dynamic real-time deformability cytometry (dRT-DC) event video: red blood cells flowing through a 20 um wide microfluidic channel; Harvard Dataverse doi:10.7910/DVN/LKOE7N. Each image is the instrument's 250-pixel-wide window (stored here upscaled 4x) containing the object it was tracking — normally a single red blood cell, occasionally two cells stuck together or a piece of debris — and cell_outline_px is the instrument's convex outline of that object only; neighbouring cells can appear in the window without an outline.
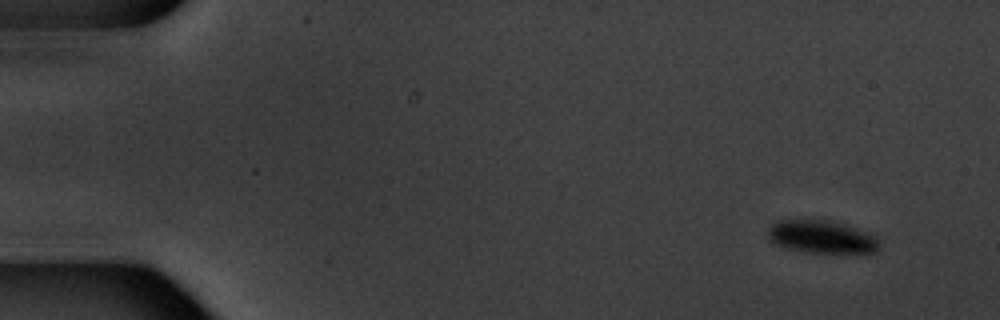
{"species": "common noctule bat (a hibernating species)", "species_latin": "Nyctalus noctula", "temperature_condition": "warm", "stored_images_in_passage": 4, "camera_frame_rate_fps": 3000, "um_per_image_px": 0.085, "animal": {"sex": "male", "body_mass_g": 20.1, "forearm_length_mm": 53.5}, "frame": {"image": 1, "passage_image": 1, "time_ms": 0.0, "image_size_px": [1000, 320], "cell_outline_px": [[880, 248], [876, 252], [812, 252], [788, 248], [776, 244], [768, 236], [768, 228], [776, 220], [832, 220], [868, 232], [876, 236], [880, 240]], "centroid_in_image_um": [69.88, 20.11], "position_along_channel_um": 15.1, "area_um2": 21.15}}
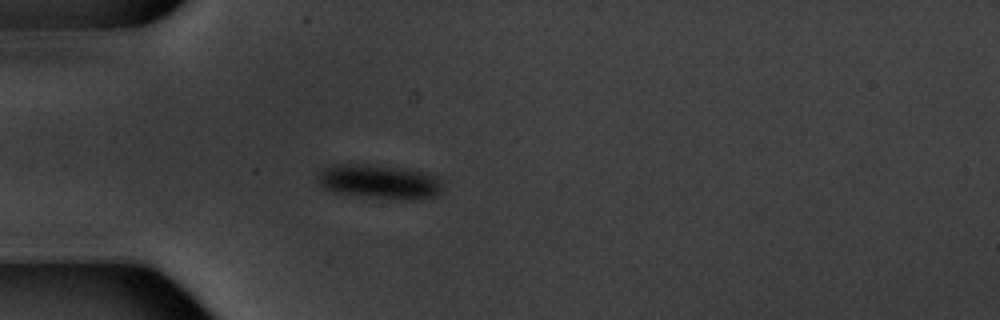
{"frame": {"image": 2, "passage_image": 4, "time_ms": 4.333, "image_size_px": [1000, 320], "cell_outline_px": [[440, 192], [432, 196], [420, 200], [408, 200], [336, 192], [320, 184], [316, 176], [324, 168], [332, 164], [368, 164], [404, 168], [428, 172], [436, 176], [440, 180]], "centroid_in_image_um": [32.28, 15.41], "position_along_channel_um": 52.7, "area_um2": 24.57}}